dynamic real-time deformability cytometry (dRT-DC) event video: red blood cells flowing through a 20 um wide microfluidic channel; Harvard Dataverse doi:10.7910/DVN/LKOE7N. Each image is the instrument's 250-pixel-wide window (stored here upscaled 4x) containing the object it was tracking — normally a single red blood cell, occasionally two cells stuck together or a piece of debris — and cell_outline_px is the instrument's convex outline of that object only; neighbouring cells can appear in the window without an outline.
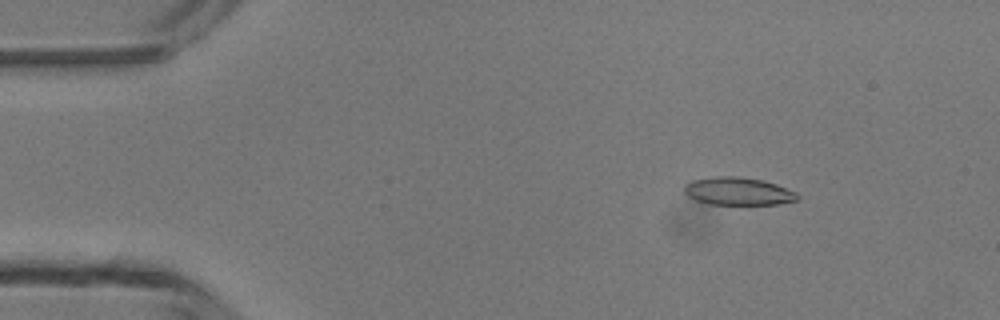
{"species": "common noctule bat (a hibernating species)", "species_latin": "Nyctalus noctula", "temperature_condition": "room temperature", "stored_images_in_passage": 3, "camera_frame_rate_fps": 3000, "um_per_image_px": 0.085, "animal": {"sex": "male", "body_mass_g": 13.3}, "frame": {"image": 1, "passage_image": 1, "time_ms": 0.0, "image_size_px": [1000, 320], "cell_outline_px": [[800, 196], [796, 200], [780, 204], [708, 204], [696, 200], [688, 196], [684, 192], [684, 184], [692, 180], [716, 176], [740, 176], [764, 180], [776, 184], [796, 192]], "centroid_in_image_um": [62.73, 16.25], "position_along_channel_um": 22.3, "area_um2": 18.44}}